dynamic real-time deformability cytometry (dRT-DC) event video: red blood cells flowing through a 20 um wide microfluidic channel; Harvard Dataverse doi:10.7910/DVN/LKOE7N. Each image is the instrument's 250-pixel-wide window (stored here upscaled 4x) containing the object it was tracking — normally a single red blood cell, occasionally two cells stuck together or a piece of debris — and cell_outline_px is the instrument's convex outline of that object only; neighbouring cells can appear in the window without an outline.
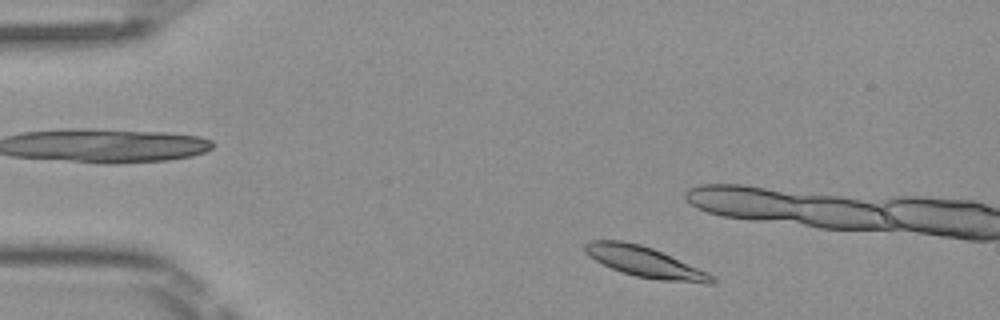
{"species": "Egyptian fruit bat (a non-hibernating species)", "species_latin": "Rousettus aegyptiacus", "temperature_condition": "room temperature", "stored_images_in_passage": 9, "camera_frame_rate_fps": 3000, "um_per_image_px": 0.085, "frame": {"image": 1, "passage_image": 2, "time_ms": 0.333, "image_size_px": [1000, 320], "cell_outline_px": [[716, 284], [704, 284], [660, 280], [636, 276], [620, 272], [588, 256], [584, 252], [584, 244], [588, 240], [624, 240], [640, 244], [652, 248], [708, 272], [716, 280]], "centroid_in_image_um": [54.81, 22.27], "position_along_channel_um": 30.2, "area_um2": 22.66}}